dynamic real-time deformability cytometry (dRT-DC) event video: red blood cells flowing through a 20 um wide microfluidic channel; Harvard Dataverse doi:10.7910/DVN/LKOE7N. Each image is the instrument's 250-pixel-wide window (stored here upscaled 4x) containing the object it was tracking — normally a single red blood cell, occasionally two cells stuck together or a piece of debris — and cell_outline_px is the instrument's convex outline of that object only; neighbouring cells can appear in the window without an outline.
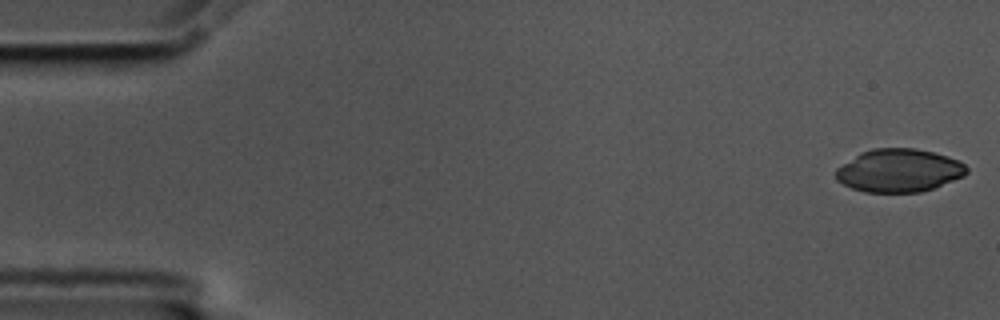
{"species": "common noctule bat (a hibernating species)", "species_latin": "Nyctalus noctula", "temperature_condition": "cold", "stored_images_in_passage": 55, "camera_frame_rate_fps": 3000, "um_per_image_px": 0.085, "animal": {"sex": "male", "body_mass_g": 17.5, "forearm_length_mm": 52.3}, "frame": {"image": 1, "passage_image": 1, "time_ms": 0.0, "image_size_px": [1000, 320], "cell_outline_px": [[968, 172], [964, 176], [932, 188], [920, 192], [864, 192], [852, 188], [836, 180], [836, 168], [860, 152], [872, 148], [916, 148], [948, 156], [960, 160], [968, 168]], "centroid_in_image_um": [76.41, 14.48], "position_along_channel_um": 8.6, "area_um2": 32.89}}